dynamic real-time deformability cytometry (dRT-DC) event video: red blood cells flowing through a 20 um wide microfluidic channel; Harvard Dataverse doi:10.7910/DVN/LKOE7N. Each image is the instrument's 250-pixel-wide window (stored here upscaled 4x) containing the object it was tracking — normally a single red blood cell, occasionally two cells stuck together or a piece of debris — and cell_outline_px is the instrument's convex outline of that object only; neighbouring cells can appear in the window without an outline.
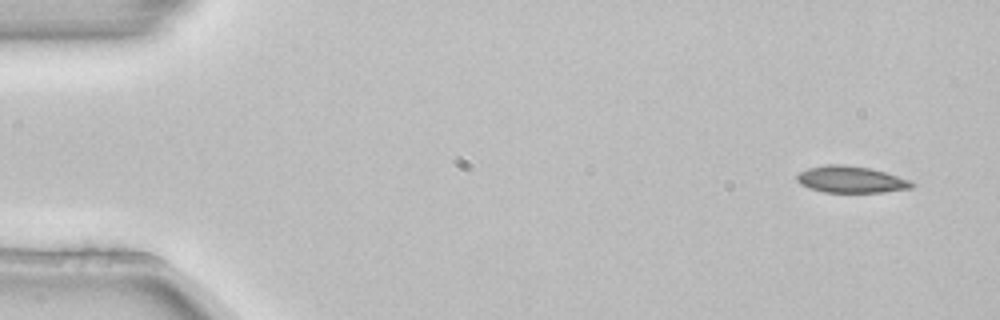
{"species": "common noctule bat (a hibernating species)", "species_latin": "Nyctalus noctula", "temperature_condition": "room temperature", "stored_images_in_passage": 4, "camera_frame_rate_fps": 3000, "um_per_image_px": 0.085, "animal": {"sex": "female", "body_mass_g": 22.7, "forearm_length_mm": 54.2}, "frame": {"image": 1, "passage_image": 1, "time_ms": 0.0, "image_size_px": [1000, 320], "cell_outline_px": [[912, 188], [884, 192], [824, 192], [808, 188], [800, 184], [796, 180], [796, 176], [800, 172], [808, 168], [828, 164], [844, 164], [868, 168], [884, 172], [912, 180]], "centroid_in_image_um": [72.3, 15.26], "position_along_channel_um": 12.7, "area_um2": 17.8}}
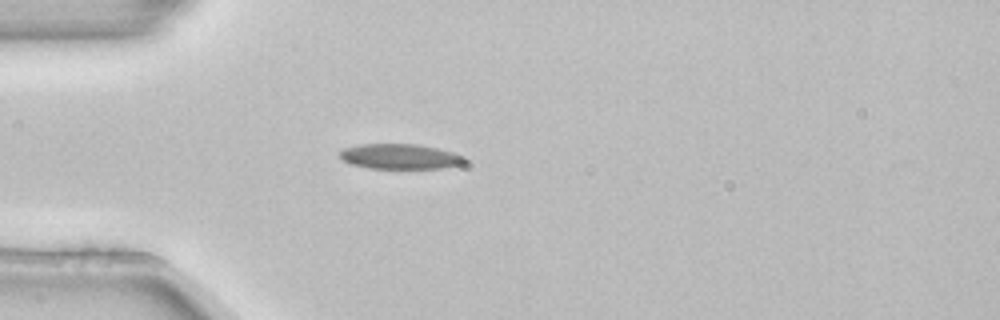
{"frame": {"image": 2, "passage_image": 4, "time_ms": 1.0, "image_size_px": [1000, 320], "cell_outline_px": [[468, 160], [464, 164], [440, 168], [368, 168], [352, 164], [344, 160], [340, 156], [340, 152], [344, 148], [360, 144], [416, 144], [436, 148], [468, 156]], "centroid_in_image_um": [34.07, 13.3], "position_along_channel_um": 50.9, "area_um2": 18.26}}